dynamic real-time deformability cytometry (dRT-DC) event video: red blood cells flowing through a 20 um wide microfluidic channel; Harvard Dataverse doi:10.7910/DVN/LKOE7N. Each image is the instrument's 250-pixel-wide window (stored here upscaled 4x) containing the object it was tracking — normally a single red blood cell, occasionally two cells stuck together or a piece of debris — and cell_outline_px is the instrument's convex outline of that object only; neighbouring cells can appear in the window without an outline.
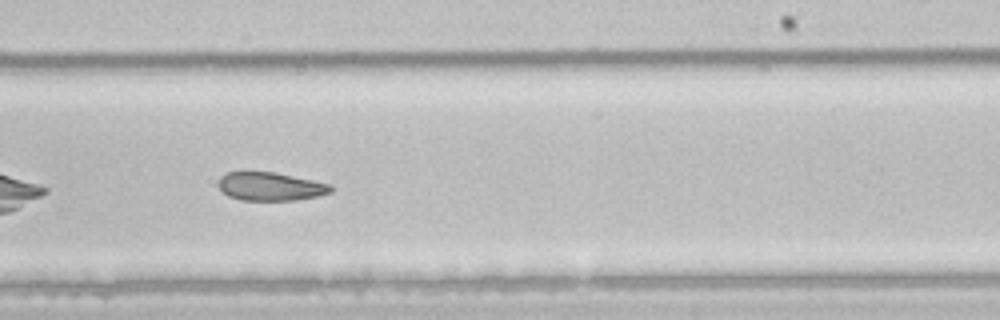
{"species": "common noctule bat (a hibernating species)", "species_latin": "Nyctalus noctula", "temperature_condition": "room temperature", "stored_images_in_passage": 35, "camera_frame_rate_fps": 3000, "um_per_image_px": 0.085, "animal": {"sex": "male", "body_mass_g": 21.5, "forearm_length_mm": 52.0}, "frame": {"image": 1, "passage_image": 16, "time_ms": 5.0, "image_size_px": [1000, 320], "cell_outline_px": [[332, 192], [316, 196], [296, 200], [240, 200], [228, 196], [216, 184], [220, 176], [224, 172], [272, 172], [332, 184]], "centroid_in_image_um": [22.95, 15.85], "position_along_channel_um": 266.1, "area_um2": 18.55}}
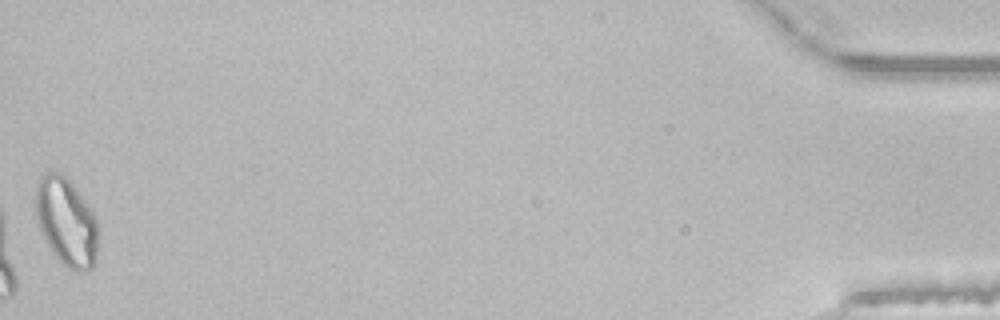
{"frame": {"image": 2, "passage_image": 35, "time_ms": 11.333, "image_size_px": [1000, 320], "cell_outline_px": [[100, 244], [96, 260], [92, 268], [84, 272], [80, 272], [68, 268], [56, 256], [40, 232], [36, 216], [36, 184], [40, 176], [48, 172], [60, 172], [72, 184], [92, 208], [100, 232]], "centroid_in_image_um": [5.69, 18.88], "position_along_channel_um": 429.5, "area_um2": 32.54}, "authors_computed_cell_mechanics": {"area_um2": 20.4612, "velocity_mm_per_s": 4.1316, "shape_relaxation_time_tau1_ms": 4.4418, "shape_relaxation_time_tau2_ms": 6.3391, "deformation_change_tau1": 0.1286, "deformation_change_tau2": 0.1433}}